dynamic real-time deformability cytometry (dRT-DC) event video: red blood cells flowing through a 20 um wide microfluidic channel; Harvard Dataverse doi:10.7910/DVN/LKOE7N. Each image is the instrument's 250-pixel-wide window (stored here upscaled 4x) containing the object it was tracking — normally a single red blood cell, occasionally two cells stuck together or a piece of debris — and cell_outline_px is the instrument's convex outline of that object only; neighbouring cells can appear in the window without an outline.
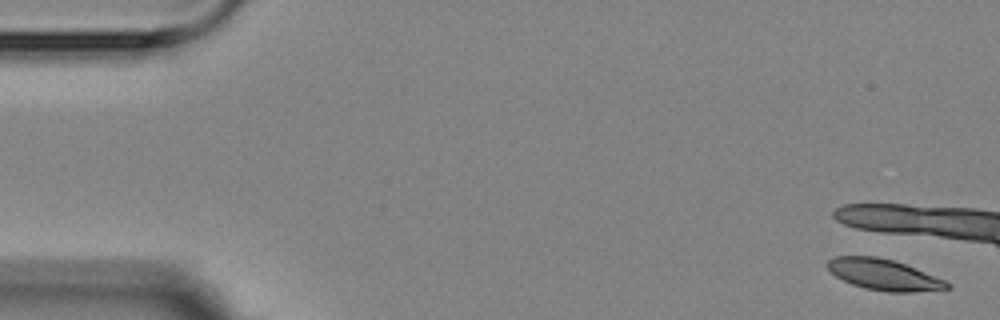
{"species": "Egyptian fruit bat (a non-hibernating species)", "species_latin": "Rousettus aegyptiacus", "temperature_condition": "room temperature", "stored_images_in_passage": 2, "camera_frame_rate_fps": 3000, "um_per_image_px": 0.085, "animal": {"sex": "female"}, "frame": {"image": 1, "passage_image": 1, "time_ms": 0.0, "image_size_px": [1000, 320], "cell_outline_px": [[952, 288], [912, 292], [888, 292], [864, 288], [852, 284], [836, 276], [828, 268], [828, 260], [832, 256], [876, 256], [892, 260], [904, 264], [944, 280], [952, 284]], "centroid_in_image_um": [75.12, 23.35], "position_along_channel_um": 9.9, "area_um2": 21.33}}